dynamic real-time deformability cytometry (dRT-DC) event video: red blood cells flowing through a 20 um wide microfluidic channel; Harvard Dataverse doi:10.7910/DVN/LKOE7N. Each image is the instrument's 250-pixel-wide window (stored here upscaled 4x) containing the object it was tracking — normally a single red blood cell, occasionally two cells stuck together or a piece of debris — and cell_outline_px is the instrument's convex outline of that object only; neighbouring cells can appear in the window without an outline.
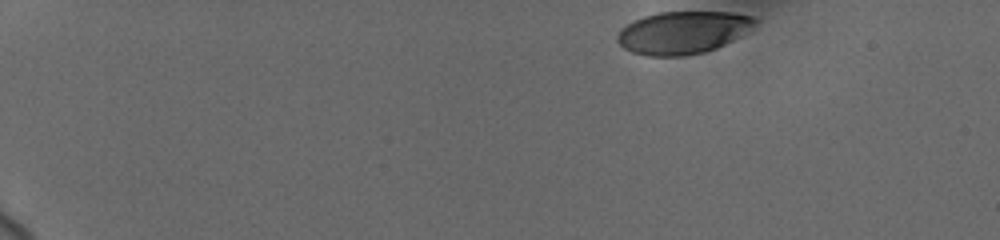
{"species": "human", "species_latin": "Homo sapiens", "temperature_condition": "cold", "stored_images_in_passage": 10, "camera_frame_rate_fps": 3000, "um_per_image_px": 0.085, "donor": {"sex": "female"}, "frame": {"image": 1, "passage_image": 1, "time_ms": 0.0, "image_size_px": [1000, 240], "cell_outline_px": [[756, 20], [752, 24], [732, 40], [716, 48], [704, 52], [684, 56], [648, 56], [632, 52], [624, 48], [616, 40], [616, 36], [628, 24], [644, 16], [660, 12], [732, 12], [752, 16]], "centroid_in_image_um": [57.98, 2.77], "position_along_channel_um": 27.0, "area_um2": 33.41}}
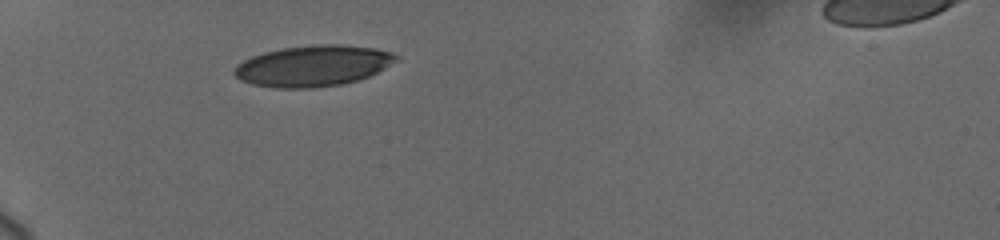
{"frame": {"image": 2, "passage_image": 7, "time_ms": 3.667, "image_size_px": [1000, 240], "cell_outline_px": [[400, 60], [368, 76], [356, 80], [340, 84], [312, 88], [276, 88], [252, 84], [240, 80], [232, 72], [236, 64], [252, 56], [264, 52], [284, 48], [316, 44], [336, 44], [376, 48], [388, 52], [396, 56]], "centroid_in_image_um": [26.57, 5.6], "position_along_channel_um": 58.4, "area_um2": 38.44}}
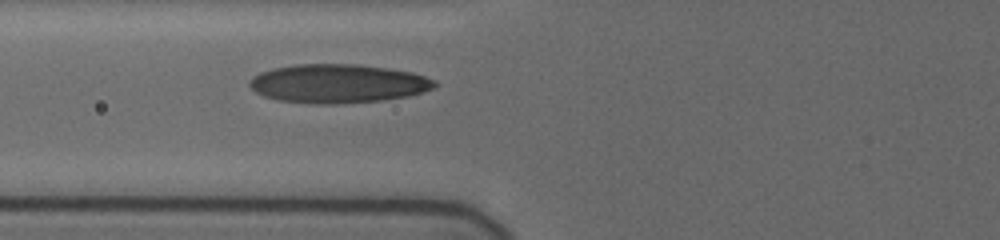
{"frame": {"image": 3, "passage_image": 10, "time_ms": 5.333, "image_size_px": [1000, 240], "cell_outline_px": [[436, 84], [432, 88], [408, 96], [380, 100], [332, 104], [316, 104], [280, 100], [264, 96], [256, 92], [248, 84], [248, 80], [260, 72], [272, 68], [296, 64], [356, 64], [412, 72], [424, 76], [432, 80]], "centroid_in_image_um": [28.66, 7.09], "position_along_channel_um": 97.1, "area_um2": 41.38}}